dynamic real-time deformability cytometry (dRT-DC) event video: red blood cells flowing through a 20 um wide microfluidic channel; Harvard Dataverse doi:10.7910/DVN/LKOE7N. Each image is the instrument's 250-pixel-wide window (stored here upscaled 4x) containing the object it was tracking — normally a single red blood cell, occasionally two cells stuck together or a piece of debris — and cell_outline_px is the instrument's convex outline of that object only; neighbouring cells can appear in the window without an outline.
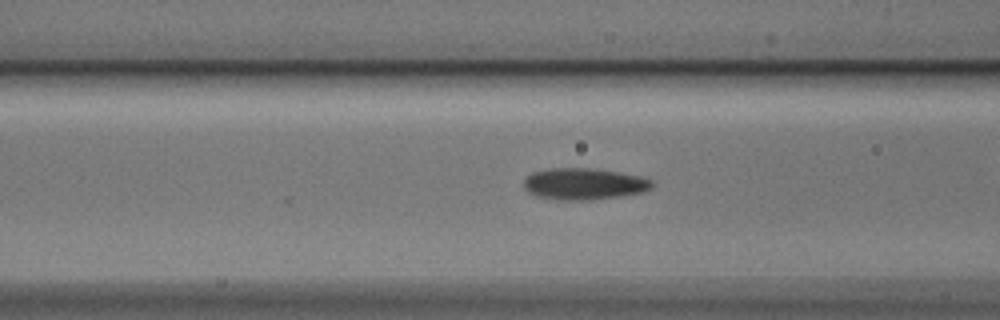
{"species": "Egyptian fruit bat (a non-hibernating species)", "species_latin": "Rousettus aegyptiacus", "temperature_condition": "cold", "stored_images_in_passage": 55, "camera_frame_rate_fps": 3000, "um_per_image_px": 0.085, "animal": {"sex": "male"}, "frame": {"image": 1, "passage_image": 21, "time_ms": 6.667, "image_size_px": [1000, 320], "cell_outline_px": [[656, 184], [652, 188], [644, 192], [620, 196], [588, 200], [560, 200], [536, 196], [528, 192], [524, 188], [524, 180], [532, 172], [552, 168], [592, 168], [620, 172], [640, 176], [652, 180]], "centroid_in_image_um": [49.67, 15.63], "position_along_channel_um": 116.9, "area_um2": 23.76}}
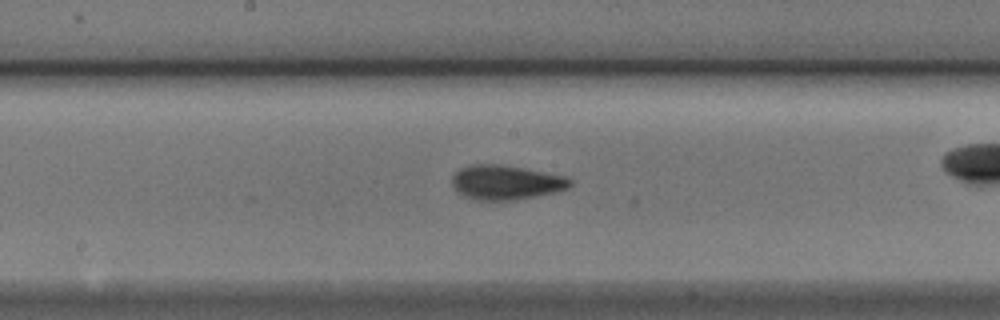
{"frame": {"image": 2, "passage_image": 28, "time_ms": 9.0, "image_size_px": [1000, 320], "cell_outline_px": [[572, 184], [568, 188], [556, 192], [536, 196], [512, 200], [476, 200], [464, 196], [452, 184], [452, 176], [460, 168], [472, 164], [504, 164], [564, 176], [572, 180]], "centroid_in_image_um": [43.01, 15.49], "position_along_channel_um": 205.2, "area_um2": 23.64}}
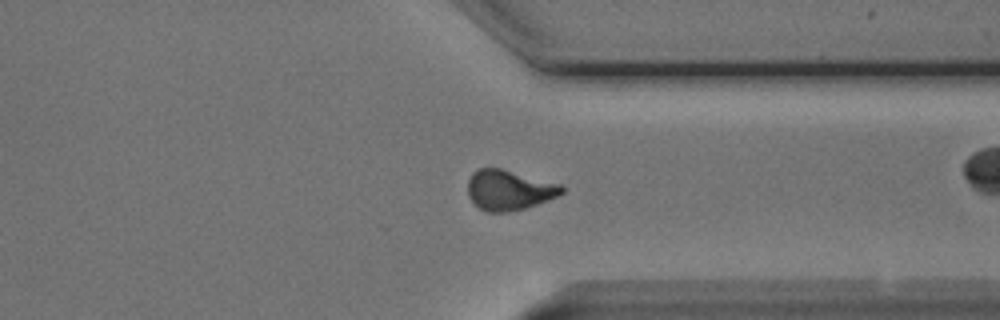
{"frame": {"image": 3, "passage_image": 41, "time_ms": 13.333, "image_size_px": [1000, 320], "cell_outline_px": [[564, 192], [560, 196], [524, 208], [508, 212], [488, 212], [480, 208], [468, 196], [468, 180], [472, 172], [476, 168], [500, 168], [560, 184], [564, 188]], "centroid_in_image_um": [43.26, 16.15], "position_along_channel_um": 368.1, "area_um2": 21.91}, "authors_computed_cell_mechanics": {"area_um2": 21.8484, "velocity_mm_per_s": 3.7787, "shape_relaxation_time_tau1_ms": 3.5972, "shape_relaxation_time_tau2_ms": 1.5493, "deformation_change_tau1": 0.1207, "deformation_change_tau2": 0.0732}}